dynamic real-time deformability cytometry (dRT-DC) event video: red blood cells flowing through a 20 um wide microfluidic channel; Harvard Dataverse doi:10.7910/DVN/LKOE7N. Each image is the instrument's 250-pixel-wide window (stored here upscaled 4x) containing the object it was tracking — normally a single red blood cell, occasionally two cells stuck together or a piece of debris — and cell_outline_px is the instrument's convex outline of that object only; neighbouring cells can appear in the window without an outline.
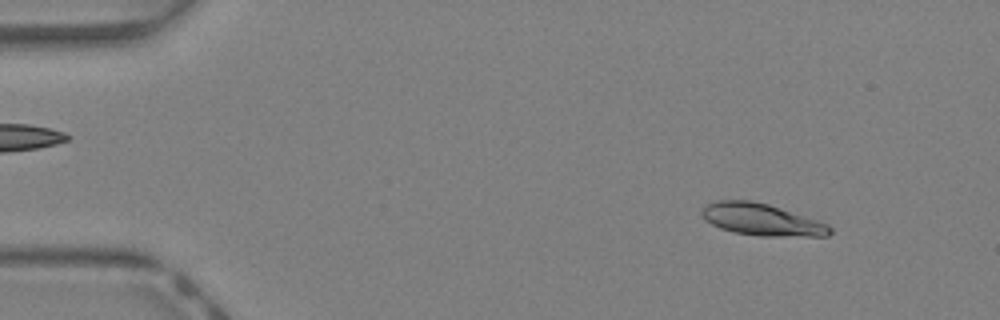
{"species": "Egyptian fruit bat (a non-hibernating species)", "species_latin": "Rousettus aegyptiacus", "temperature_condition": "warm", "stored_images_in_passage": 44, "camera_frame_rate_fps": 3000, "um_per_image_px": 0.085, "animal": {"sex": "female"}, "frame": {"image": 1, "passage_image": 5, "time_ms": 1.333, "image_size_px": [1000, 320], "cell_outline_px": [[832, 232], [828, 236], [760, 236], [732, 232], [720, 228], [704, 220], [700, 212], [708, 204], [716, 200], [752, 200], [768, 204], [828, 224], [832, 228]], "centroid_in_image_um": [64.72, 18.67], "position_along_channel_um": 20.3, "area_um2": 23.76}}
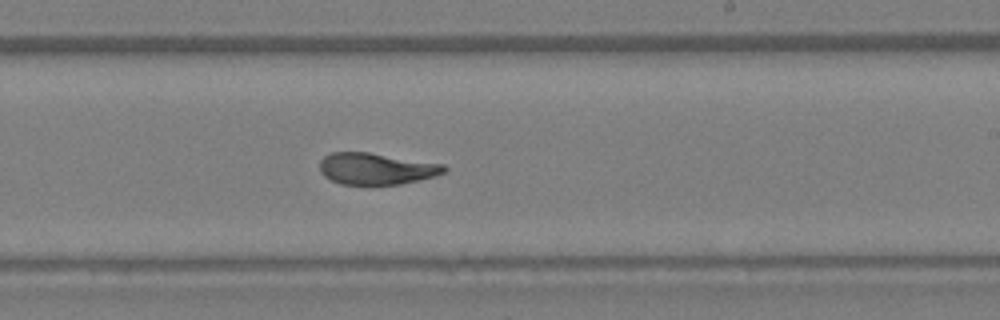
{"frame": {"image": 2, "passage_image": 26, "time_ms": 8.333, "image_size_px": [1000, 320], "cell_outline_px": [[448, 168], [444, 172], [436, 176], [400, 184], [340, 184], [324, 176], [320, 172], [320, 160], [324, 156], [332, 152], [368, 152], [444, 164]], "centroid_in_image_um": [31.98, 14.33], "position_along_channel_um": 257.0, "area_um2": 22.83}}
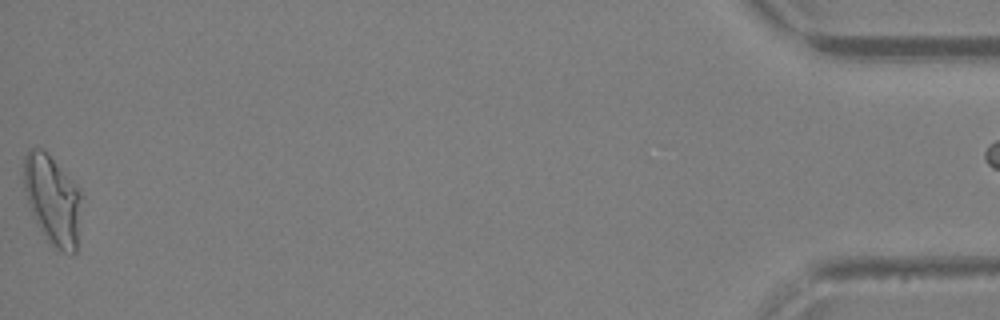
{"frame": {"image": 3, "passage_image": 43, "time_ms": 14.0, "image_size_px": [1000, 320], "cell_outline_px": [[84, 196], [76, 252], [72, 256], [64, 252], [52, 244], [48, 240], [36, 224], [24, 188], [24, 156], [32, 148], [44, 148], [48, 152], [80, 188]], "centroid_in_image_um": [4.53, 16.97], "position_along_channel_um": 430.7, "area_um2": 30.63}}